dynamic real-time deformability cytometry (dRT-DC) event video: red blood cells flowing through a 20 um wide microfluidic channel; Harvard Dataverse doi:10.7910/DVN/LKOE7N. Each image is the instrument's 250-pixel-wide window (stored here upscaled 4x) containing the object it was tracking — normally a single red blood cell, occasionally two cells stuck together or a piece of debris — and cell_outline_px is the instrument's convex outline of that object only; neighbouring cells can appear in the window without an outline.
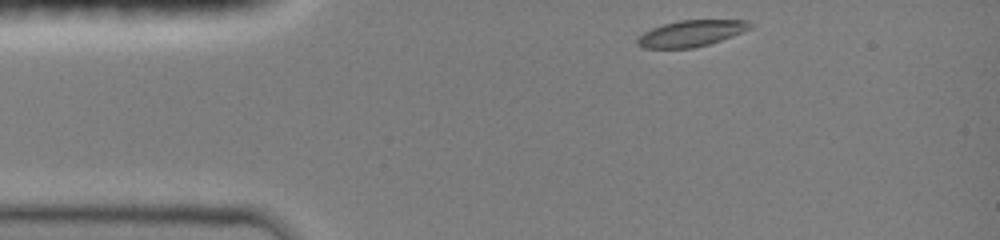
{"species": "common noctule bat (a hibernating species)", "species_latin": "Nyctalus noctula", "temperature_condition": "room temperature", "stored_images_in_passage": 5, "camera_frame_rate_fps": 3000, "um_per_image_px": 0.085, "animal": {"sex": "female", "body_mass_g": 19.0, "forearm_length_mm": 51.5}, "frame": {"image": 1, "passage_image": 1, "time_ms": 0.0, "image_size_px": [1000, 240], "cell_outline_px": [[756, 24], [752, 28], [732, 36], [708, 44], [692, 48], [644, 48], [636, 44], [636, 40], [644, 32], [652, 28], [664, 24], [680, 20], [748, 20]], "centroid_in_image_um": [58.78, 2.83], "position_along_channel_um": 26.2, "area_um2": 17.22}}
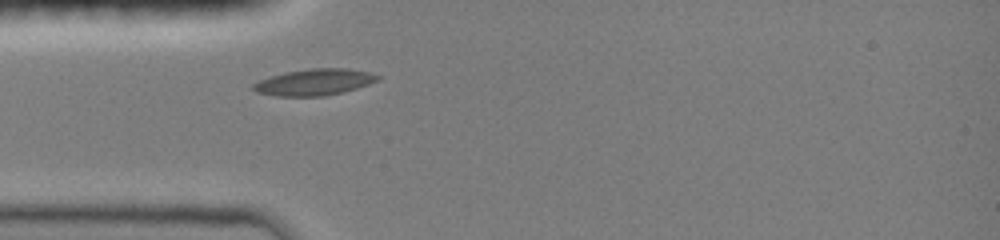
{"frame": {"image": 2, "passage_image": 5, "time_ms": 2.0, "image_size_px": [1000, 240], "cell_outline_px": [[380, 80], [356, 88], [324, 96], [276, 96], [256, 92], [252, 88], [252, 84], [268, 76], [288, 72], [312, 68], [348, 68], [372, 72], [380, 76]], "centroid_in_image_um": [26.73, 6.97], "position_along_channel_um": 58.3, "area_um2": 19.13}}